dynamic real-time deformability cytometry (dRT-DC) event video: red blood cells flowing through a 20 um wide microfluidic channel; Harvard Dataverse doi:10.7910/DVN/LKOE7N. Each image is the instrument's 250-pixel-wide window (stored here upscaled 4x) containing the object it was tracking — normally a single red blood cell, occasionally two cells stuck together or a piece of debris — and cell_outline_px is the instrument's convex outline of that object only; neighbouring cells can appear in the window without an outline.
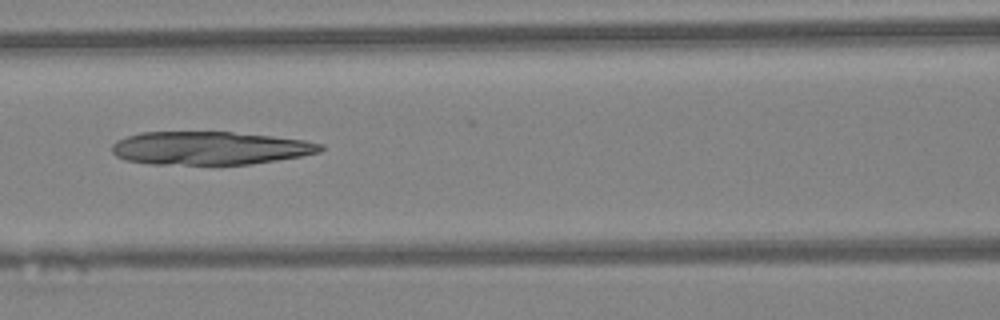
{"species": "Egyptian fruit bat (a non-hibernating species)", "species_latin": "Rousettus aegyptiacus", "temperature_condition": "warm", "stored_images_in_passage": 37, "camera_frame_rate_fps": 3000, "um_per_image_px": 0.085, "animal": {"sex": "female"}, "frame": {"image": 1, "passage_image": 11, "time_ms": 3.333, "image_size_px": [1000, 320], "cell_outline_px": [[324, 148], [320, 152], [300, 156], [252, 164], [148, 164], [124, 160], [116, 156], [112, 152], [112, 144], [116, 140], [140, 132], [232, 132], [272, 136], [304, 140], [324, 144]], "centroid_in_image_um": [17.81, 12.59], "position_along_channel_um": 148.8, "area_um2": 40.4}}
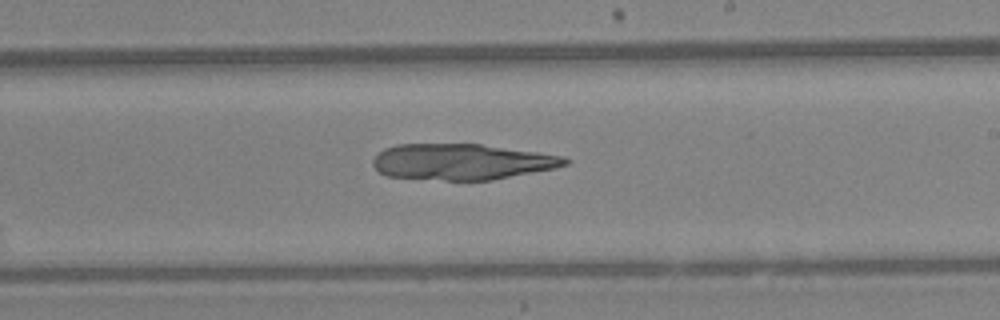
{"frame": {"image": 2, "passage_image": 18, "time_ms": 5.667, "image_size_px": [1000, 320], "cell_outline_px": [[572, 160], [568, 164], [556, 168], [492, 180], [444, 180], [388, 176], [380, 172], [372, 164], [372, 160], [384, 148], [396, 144], [480, 144], [564, 156]], "centroid_in_image_um": [39.28, 13.75], "position_along_channel_um": 249.7, "area_um2": 40.17}}
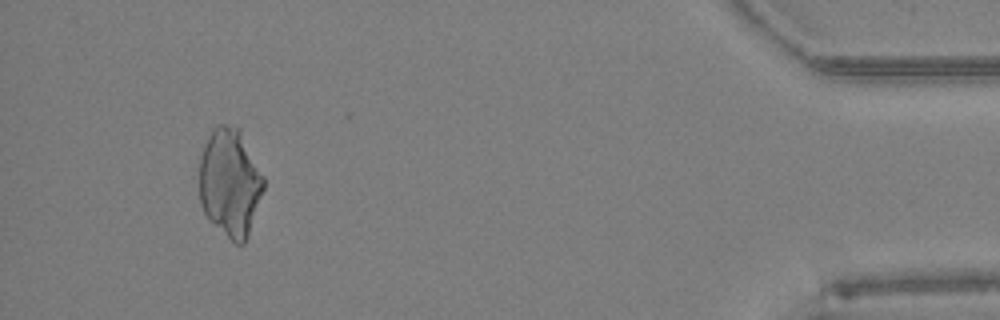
{"frame": {"image": 3, "passage_image": 34, "time_ms": 11.0, "image_size_px": [1000, 320], "cell_outline_px": [[264, 188], [244, 244], [236, 244], [208, 220], [200, 204], [200, 156], [208, 136], [212, 128], [220, 124], [224, 124], [240, 128], [264, 176]], "centroid_in_image_um": [19.54, 15.49], "position_along_channel_um": 415.7, "area_um2": 40.46}}